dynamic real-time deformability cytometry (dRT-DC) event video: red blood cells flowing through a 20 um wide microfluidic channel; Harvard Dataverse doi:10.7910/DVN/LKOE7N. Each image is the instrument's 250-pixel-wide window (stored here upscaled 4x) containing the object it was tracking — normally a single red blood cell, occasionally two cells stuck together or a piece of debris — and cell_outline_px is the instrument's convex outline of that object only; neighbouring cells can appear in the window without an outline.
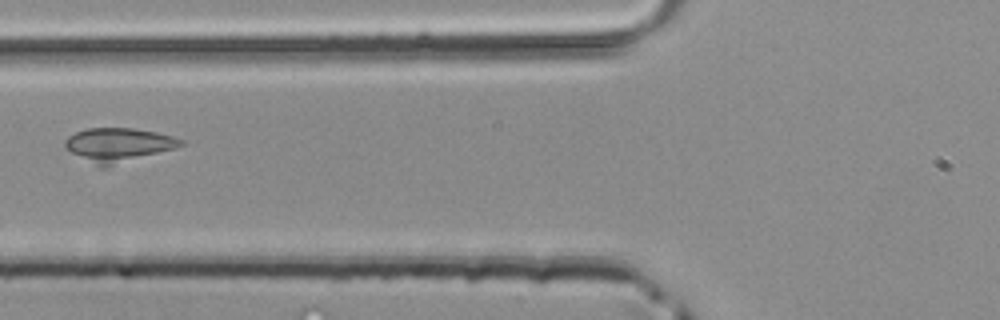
{"species": "common noctule bat (a hibernating species)", "species_latin": "Nyctalus noctula", "temperature_condition": "room temperature", "stored_images_in_passage": 5, "camera_frame_rate_fps": 3000, "um_per_image_px": 0.085, "animal": {"sex": "male", "body_mass_g": 20.4}, "frame": {"image": 1, "passage_image": 5, "time_ms": 1.333, "image_size_px": [1000, 320], "cell_outline_px": [[184, 144], [176, 148], [108, 168], [100, 168], [72, 152], [64, 144], [64, 140], [68, 136], [76, 132], [88, 128], [132, 128], [156, 132], [172, 136], [184, 140]], "centroid_in_image_um": [10.09, 12.33], "position_along_channel_um": 115.7, "area_um2": 23.0}}